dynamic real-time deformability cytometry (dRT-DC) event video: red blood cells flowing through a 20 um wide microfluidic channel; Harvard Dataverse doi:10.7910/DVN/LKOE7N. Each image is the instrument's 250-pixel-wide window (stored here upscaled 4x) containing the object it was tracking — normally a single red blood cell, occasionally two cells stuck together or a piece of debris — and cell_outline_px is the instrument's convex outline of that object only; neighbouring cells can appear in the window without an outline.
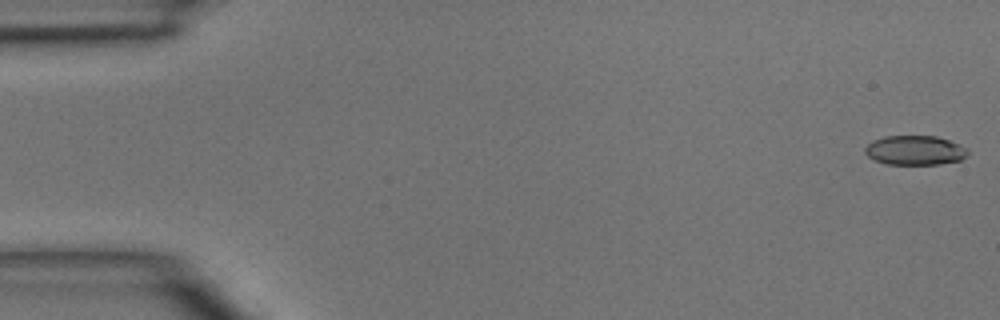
{"species": "common noctule bat (a hibernating species)", "species_latin": "Nyctalus noctula", "temperature_condition": "room temperature", "stored_images_in_passage": 9, "camera_frame_rate_fps": 3000, "um_per_image_px": 0.085, "animal": {"sex": "male", "body_mass_g": 15.6}, "frame": {"image": 1, "passage_image": 1, "time_ms": 0.0, "image_size_px": [1000, 320], "cell_outline_px": [[968, 152], [960, 160], [940, 164], [888, 164], [876, 160], [868, 156], [864, 152], [864, 148], [872, 140], [884, 136], [936, 136], [960, 144], [968, 148]], "centroid_in_image_um": [77.76, 12.76], "position_along_channel_um": 7.2, "area_um2": 17.57}}